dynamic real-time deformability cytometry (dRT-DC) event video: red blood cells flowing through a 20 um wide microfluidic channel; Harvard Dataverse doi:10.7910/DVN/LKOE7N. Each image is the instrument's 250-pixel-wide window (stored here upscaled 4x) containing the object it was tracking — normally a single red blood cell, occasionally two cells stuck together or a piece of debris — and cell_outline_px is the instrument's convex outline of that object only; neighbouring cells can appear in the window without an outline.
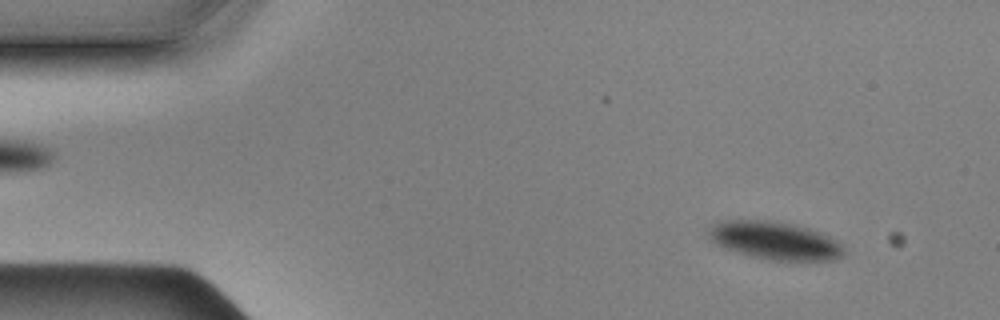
{"species": "Egyptian fruit bat (a non-hibernating species)", "species_latin": "Rousettus aegyptiacus", "temperature_condition": "cold", "stored_images_in_passage": 56, "camera_frame_rate_fps": 3000, "um_per_image_px": 0.085, "animal": {"sex": "male"}, "frame": {"image": 1, "passage_image": 5, "time_ms": 1.333, "image_size_px": [1000, 320], "cell_outline_px": [[844, 256], [836, 260], [772, 260], [752, 256], [724, 248], [716, 244], [704, 236], [716, 224], [728, 220], [764, 220], [792, 224], [808, 228], [820, 232], [836, 240], [844, 248]], "centroid_in_image_um": [65.88, 20.46], "position_along_channel_um": 19.1, "area_um2": 29.65}}
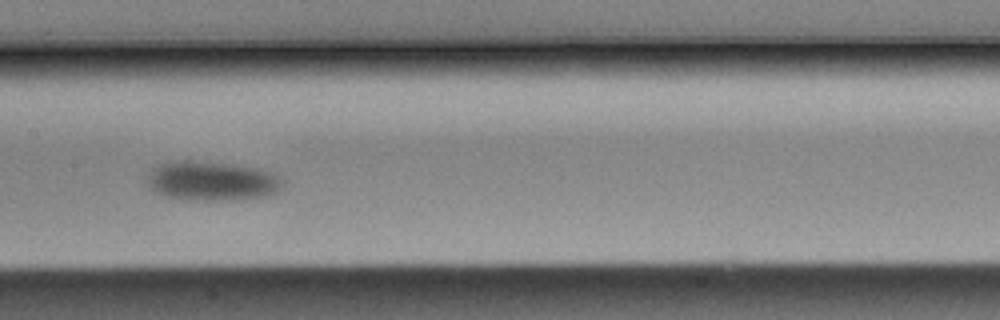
{"frame": {"image": 2, "passage_image": 27, "time_ms": 8.667, "image_size_px": [1000, 320], "cell_outline_px": [[284, 188], [276, 192], [264, 196], [228, 200], [188, 200], [164, 196], [152, 188], [148, 184], [148, 172], [156, 164], [168, 160], [180, 160], [228, 164], [256, 168], [272, 172], [280, 176], [284, 180]], "centroid_in_image_um": [18.0, 15.38], "position_along_channel_um": 189.4, "area_um2": 31.21}}
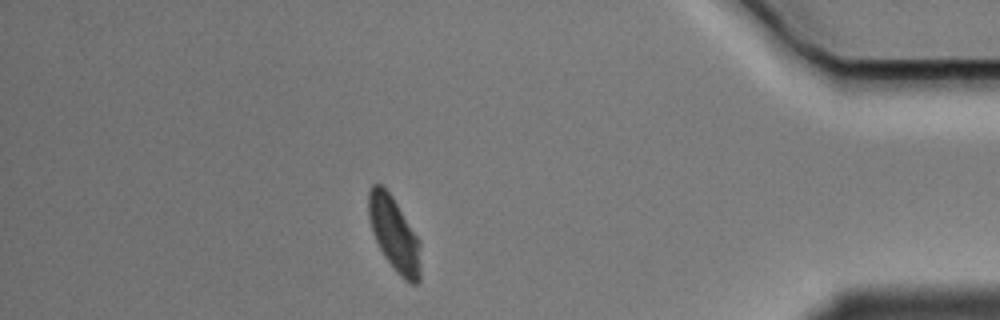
{"frame": {"image": 3, "passage_image": 49, "time_ms": 16.0, "image_size_px": [1000, 320], "cell_outline_px": [[420, 280], [416, 284], [408, 284], [396, 272], [384, 256], [372, 232], [368, 216], [368, 192], [372, 184], [380, 184], [392, 196], [420, 240]], "centroid_in_image_um": [33.51, 19.92], "position_along_channel_um": 401.7, "area_um2": 22.54}, "authors_computed_cell_mechanics": {"area_um2": 29.6803, "velocity_mm_per_s": 3.4752, "shape_relaxation_time_tau1_ms": 0.9253, "shape_relaxation_time_tau2_ms": null, "deformation_change_tau1": 0.0598, "deformation_change_tau2": null}}